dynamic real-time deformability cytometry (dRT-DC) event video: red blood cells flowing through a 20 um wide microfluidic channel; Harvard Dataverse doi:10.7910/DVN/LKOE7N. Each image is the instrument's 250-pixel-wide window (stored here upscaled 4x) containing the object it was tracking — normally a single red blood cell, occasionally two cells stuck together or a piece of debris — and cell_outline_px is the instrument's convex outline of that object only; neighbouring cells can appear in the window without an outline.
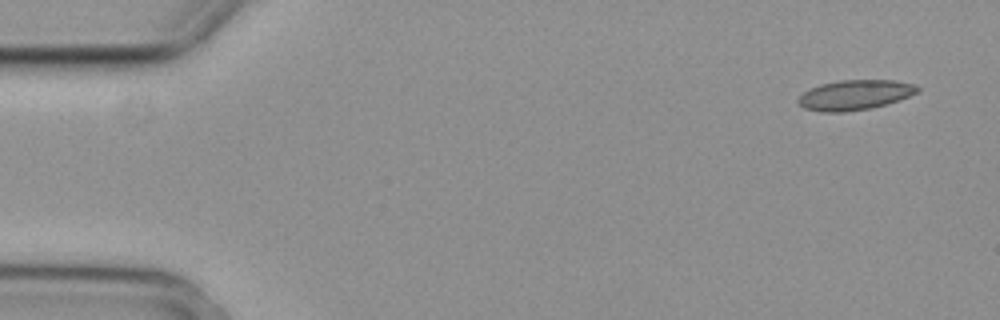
{"species": "common noctule bat (a hibernating species)", "species_latin": "Nyctalus noctula", "temperature_condition": "cold", "stored_images_in_passage": 4, "camera_frame_rate_fps": 3000, "um_per_image_px": 0.085, "animal": {"sex": "female", "body_mass_g": 29.2, "forearm_length_mm": 56.3}, "frame": {"image": 1, "passage_image": 1, "time_ms": 0.0, "image_size_px": [1000, 320], "cell_outline_px": [[920, 88], [916, 92], [900, 100], [872, 108], [844, 112], [820, 112], [804, 108], [796, 100], [804, 92], [820, 84], [840, 80], [896, 80], [916, 84]], "centroid_in_image_um": [72.67, 8.07], "position_along_channel_um": 12.3, "area_um2": 20.87}}
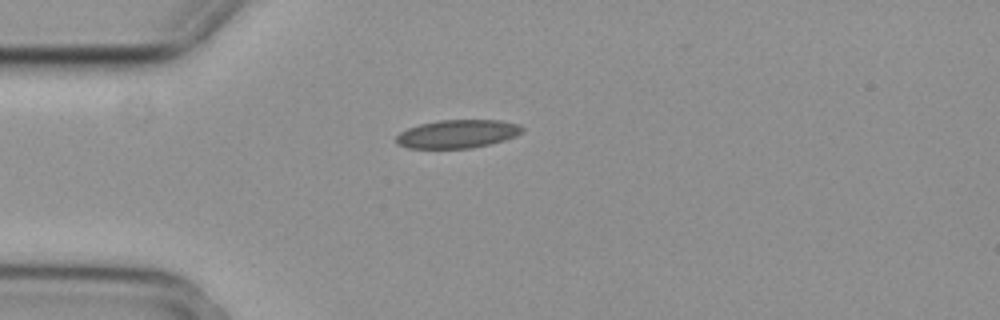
{"frame": {"image": 2, "passage_image": 4, "time_ms": 1.0, "image_size_px": [1000, 320], "cell_outline_px": [[524, 132], [516, 136], [504, 140], [472, 148], [408, 148], [400, 144], [396, 140], [396, 136], [400, 132], [408, 128], [420, 124], [440, 120], [500, 120], [520, 124], [524, 128]], "centroid_in_image_um": [38.93, 11.37], "position_along_channel_um": 46.1, "area_um2": 20.75}}